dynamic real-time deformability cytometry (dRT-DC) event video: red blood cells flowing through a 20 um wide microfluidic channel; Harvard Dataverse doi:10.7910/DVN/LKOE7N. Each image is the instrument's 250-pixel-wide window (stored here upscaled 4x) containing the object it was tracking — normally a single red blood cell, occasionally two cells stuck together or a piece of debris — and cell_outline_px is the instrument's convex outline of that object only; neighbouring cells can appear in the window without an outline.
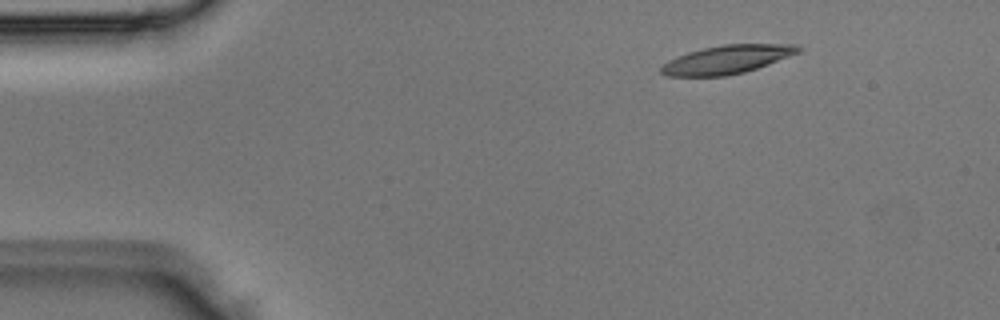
{"species": "Egyptian fruit bat (a non-hibernating species)", "species_latin": "Rousettus aegyptiacus", "temperature_condition": "room temperature", "stored_images_in_passage": 2, "camera_frame_rate_fps": 3000, "um_per_image_px": 0.085, "animal": {"sex": "male"}, "frame": {"image": 1, "passage_image": 1, "time_ms": 0.0, "image_size_px": [1000, 320], "cell_outline_px": [[804, 48], [800, 52], [768, 64], [744, 72], [728, 76], [664, 76], [660, 72], [660, 68], [668, 60], [688, 52], [720, 44], [796, 44]], "centroid_in_image_um": [61.8, 5.05], "position_along_channel_um": 23.2, "area_um2": 22.77}}